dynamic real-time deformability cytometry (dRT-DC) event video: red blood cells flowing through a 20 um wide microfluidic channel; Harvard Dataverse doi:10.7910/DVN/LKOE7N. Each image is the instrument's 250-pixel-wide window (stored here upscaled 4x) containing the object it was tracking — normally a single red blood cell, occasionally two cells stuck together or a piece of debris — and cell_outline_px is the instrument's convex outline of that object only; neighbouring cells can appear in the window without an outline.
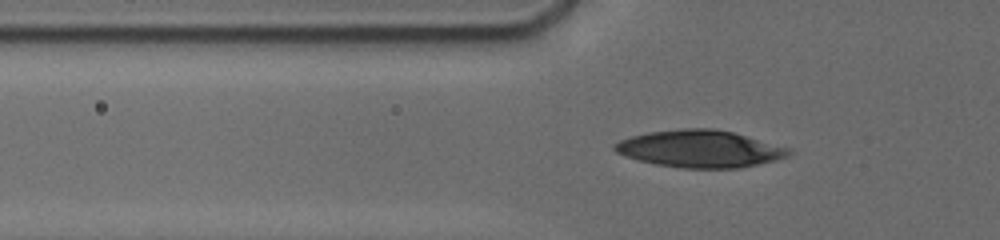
{"species": "human", "species_latin": "Homo sapiens", "temperature_condition": "cold", "stored_images_in_passage": 19, "camera_frame_rate_fps": 3000, "um_per_image_px": 0.085, "donor": {"sex": "male"}, "frame": {"image": 1, "passage_image": 14, "time_ms": 6.333, "image_size_px": [1000, 240], "cell_outline_px": [[792, 152], [788, 156], [776, 160], [740, 168], [684, 168], [656, 164], [624, 156], [616, 152], [612, 148], [612, 144], [620, 140], [632, 136], [648, 132], [680, 128], [712, 128], [732, 132], [788, 148]], "centroid_in_image_um": [59.45, 12.65], "position_along_channel_um": 66.4, "area_um2": 37.51}}
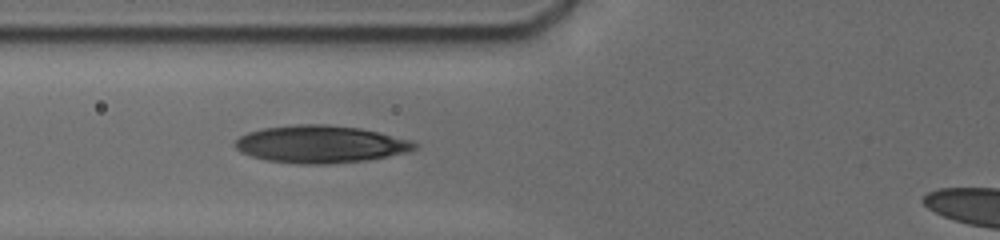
{"frame": {"image": 2, "passage_image": 16, "time_ms": 7.333, "image_size_px": [1000, 240], "cell_outline_px": [[420, 144], [416, 148], [408, 152], [368, 160], [332, 164], [296, 164], [268, 160], [252, 156], [240, 152], [236, 148], [236, 140], [240, 136], [248, 132], [264, 128], [296, 124], [324, 124], [360, 128], [408, 140]], "centroid_in_image_um": [27.24, 12.26], "position_along_channel_um": 98.6, "area_um2": 38.96}}
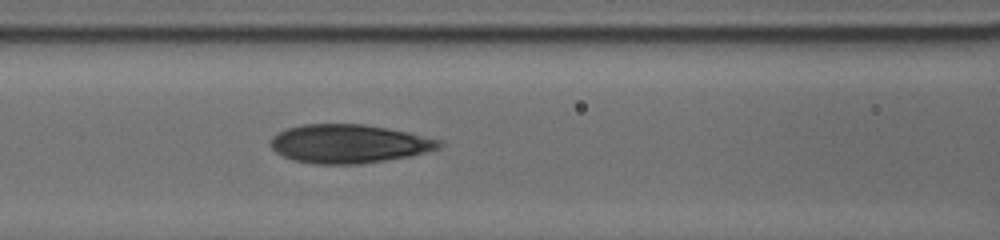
{"frame": {"image": 3, "passage_image": 19, "time_ms": 8.333, "image_size_px": [1000, 240], "cell_outline_px": [[444, 144], [440, 148], [408, 156], [360, 164], [316, 164], [292, 160], [276, 152], [268, 144], [268, 140], [272, 136], [288, 128], [300, 124], [364, 124], [388, 128], [408, 132], [440, 140]], "centroid_in_image_um": [29.61, 12.21], "position_along_channel_um": 137.0, "area_um2": 37.97}}